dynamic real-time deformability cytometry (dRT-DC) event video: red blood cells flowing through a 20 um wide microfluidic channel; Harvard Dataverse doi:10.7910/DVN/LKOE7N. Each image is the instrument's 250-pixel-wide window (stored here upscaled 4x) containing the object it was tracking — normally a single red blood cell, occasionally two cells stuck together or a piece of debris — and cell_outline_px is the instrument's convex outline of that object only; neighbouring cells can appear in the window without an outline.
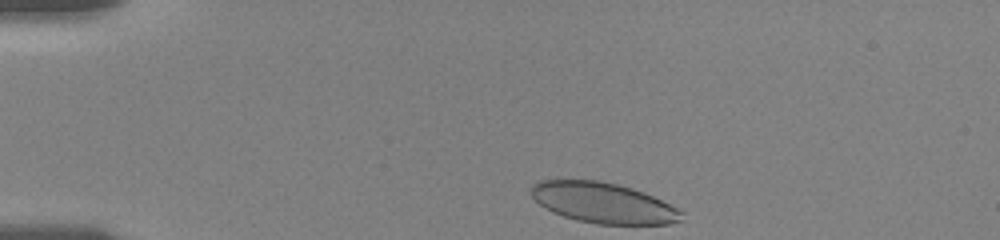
{"species": "human", "species_latin": "Homo sapiens", "temperature_condition": "room temperature", "stored_images_in_passage": 37, "camera_frame_rate_fps": 3000, "um_per_image_px": 0.085, "donor": {"sex": "female"}, "frame": {"image": 1, "passage_image": 1, "time_ms": 0.0, "image_size_px": [1000, 240], "cell_outline_px": [[684, 220], [668, 224], [596, 224], [576, 220], [552, 212], [544, 208], [532, 196], [532, 184], [536, 180], [600, 180], [632, 188], [644, 192], [684, 212]], "centroid_in_image_um": [51.27, 17.24], "position_along_channel_um": 33.7, "area_um2": 35.49}}
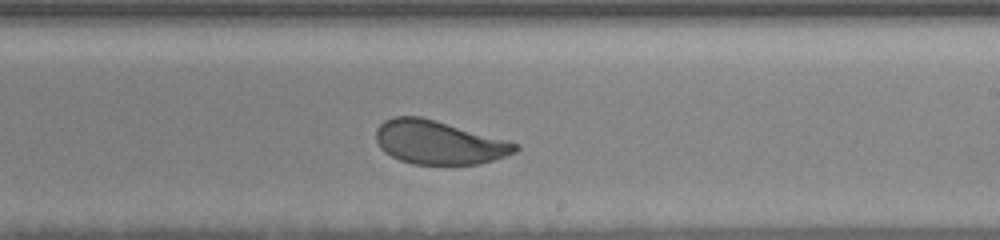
{"frame": {"image": 2, "passage_image": 24, "time_ms": 7.667, "image_size_px": [1000, 240], "cell_outline_px": [[520, 148], [516, 152], [480, 164], [412, 164], [400, 160], [384, 152], [380, 148], [376, 140], [376, 128], [384, 120], [396, 116], [420, 116], [436, 120], [508, 140], [520, 144]], "centroid_in_image_um": [37.29, 12.1], "position_along_channel_um": 251.7, "area_um2": 35.49}}
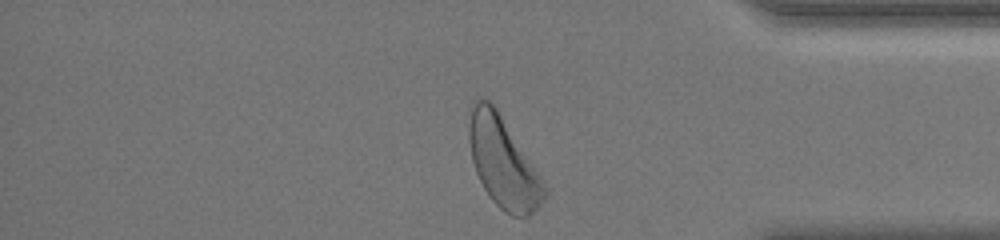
{"frame": {"image": 3, "passage_image": 37, "time_ms": 12.0, "image_size_px": [1000, 240], "cell_outline_px": [[548, 192], [540, 204], [528, 216], [512, 216], [504, 212], [492, 200], [484, 188], [476, 172], [472, 160], [468, 140], [468, 108], [472, 100], [488, 100], [496, 108], [540, 176]], "centroid_in_image_um": [42.71, 13.78], "position_along_channel_um": 392.5, "area_um2": 39.25}, "authors_computed_cell_mechanics": {"area_um2": 36.5296, "velocity_mm_per_s": 3.5959, "shape_relaxation_time_tau1_ms": 3.6732, "shape_relaxation_time_tau2_ms": null, "deformation_change_tau1": 0.1069, "deformation_change_tau2": null}}